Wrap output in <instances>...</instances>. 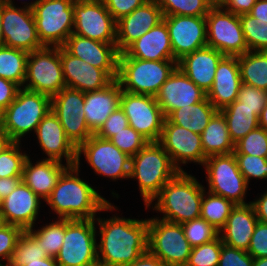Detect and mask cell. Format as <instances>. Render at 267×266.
Returning <instances> with one entry per match:
<instances>
[{"label": "cell", "instance_id": "obj_1", "mask_svg": "<svg viewBox=\"0 0 267 266\" xmlns=\"http://www.w3.org/2000/svg\"><path fill=\"white\" fill-rule=\"evenodd\" d=\"M100 230L97 259L105 266H125L148 251V219L95 218Z\"/></svg>", "mask_w": 267, "mask_h": 266}, {"label": "cell", "instance_id": "obj_2", "mask_svg": "<svg viewBox=\"0 0 267 266\" xmlns=\"http://www.w3.org/2000/svg\"><path fill=\"white\" fill-rule=\"evenodd\" d=\"M79 168L80 166H69L45 200L58 218L95 219L99 211L117 209L90 186L91 184L79 177Z\"/></svg>", "mask_w": 267, "mask_h": 266}, {"label": "cell", "instance_id": "obj_3", "mask_svg": "<svg viewBox=\"0 0 267 266\" xmlns=\"http://www.w3.org/2000/svg\"><path fill=\"white\" fill-rule=\"evenodd\" d=\"M204 187L195 176L179 171L153 199V210L163 213L162 220L183 224L201 216Z\"/></svg>", "mask_w": 267, "mask_h": 266}, {"label": "cell", "instance_id": "obj_4", "mask_svg": "<svg viewBox=\"0 0 267 266\" xmlns=\"http://www.w3.org/2000/svg\"><path fill=\"white\" fill-rule=\"evenodd\" d=\"M179 170L159 142H148L131 157L129 178L137 179L146 209Z\"/></svg>", "mask_w": 267, "mask_h": 266}, {"label": "cell", "instance_id": "obj_5", "mask_svg": "<svg viewBox=\"0 0 267 266\" xmlns=\"http://www.w3.org/2000/svg\"><path fill=\"white\" fill-rule=\"evenodd\" d=\"M51 110V97L24 88L17 92L15 100L2 112L0 127L11 142H21Z\"/></svg>", "mask_w": 267, "mask_h": 266}, {"label": "cell", "instance_id": "obj_6", "mask_svg": "<svg viewBox=\"0 0 267 266\" xmlns=\"http://www.w3.org/2000/svg\"><path fill=\"white\" fill-rule=\"evenodd\" d=\"M176 67L175 60L147 61L119 57L117 81L123 91L156 96Z\"/></svg>", "mask_w": 267, "mask_h": 266}, {"label": "cell", "instance_id": "obj_7", "mask_svg": "<svg viewBox=\"0 0 267 266\" xmlns=\"http://www.w3.org/2000/svg\"><path fill=\"white\" fill-rule=\"evenodd\" d=\"M75 0H36L26 3L32 9L37 35L43 46L62 47L73 33Z\"/></svg>", "mask_w": 267, "mask_h": 266}, {"label": "cell", "instance_id": "obj_8", "mask_svg": "<svg viewBox=\"0 0 267 266\" xmlns=\"http://www.w3.org/2000/svg\"><path fill=\"white\" fill-rule=\"evenodd\" d=\"M95 219H65L63 245L55 260L59 266H89L98 261Z\"/></svg>", "mask_w": 267, "mask_h": 266}, {"label": "cell", "instance_id": "obj_9", "mask_svg": "<svg viewBox=\"0 0 267 266\" xmlns=\"http://www.w3.org/2000/svg\"><path fill=\"white\" fill-rule=\"evenodd\" d=\"M191 249L181 224L148 219V251L166 266H186Z\"/></svg>", "mask_w": 267, "mask_h": 266}, {"label": "cell", "instance_id": "obj_10", "mask_svg": "<svg viewBox=\"0 0 267 266\" xmlns=\"http://www.w3.org/2000/svg\"><path fill=\"white\" fill-rule=\"evenodd\" d=\"M24 89L50 97L58 94L66 83L60 60V47H47L29 52Z\"/></svg>", "mask_w": 267, "mask_h": 266}, {"label": "cell", "instance_id": "obj_11", "mask_svg": "<svg viewBox=\"0 0 267 266\" xmlns=\"http://www.w3.org/2000/svg\"><path fill=\"white\" fill-rule=\"evenodd\" d=\"M206 169L208 192L222 196L234 205H247L244 198L248 183L240 172L234 153L208 156Z\"/></svg>", "mask_w": 267, "mask_h": 266}, {"label": "cell", "instance_id": "obj_12", "mask_svg": "<svg viewBox=\"0 0 267 266\" xmlns=\"http://www.w3.org/2000/svg\"><path fill=\"white\" fill-rule=\"evenodd\" d=\"M76 167L80 165L81 154L96 174L113 180L129 179L131 157L120 151L110 140L93 134L77 148Z\"/></svg>", "mask_w": 267, "mask_h": 266}, {"label": "cell", "instance_id": "obj_13", "mask_svg": "<svg viewBox=\"0 0 267 266\" xmlns=\"http://www.w3.org/2000/svg\"><path fill=\"white\" fill-rule=\"evenodd\" d=\"M207 46L224 56H240L248 52L240 17L222 7H212L206 15Z\"/></svg>", "mask_w": 267, "mask_h": 266}, {"label": "cell", "instance_id": "obj_14", "mask_svg": "<svg viewBox=\"0 0 267 266\" xmlns=\"http://www.w3.org/2000/svg\"><path fill=\"white\" fill-rule=\"evenodd\" d=\"M120 108L126 114L129 126L149 142H159L166 117L155 96L122 90Z\"/></svg>", "mask_w": 267, "mask_h": 266}, {"label": "cell", "instance_id": "obj_15", "mask_svg": "<svg viewBox=\"0 0 267 266\" xmlns=\"http://www.w3.org/2000/svg\"><path fill=\"white\" fill-rule=\"evenodd\" d=\"M84 92L64 87L51 97V110L58 117L67 139L77 149L94 133L85 121Z\"/></svg>", "mask_w": 267, "mask_h": 266}, {"label": "cell", "instance_id": "obj_16", "mask_svg": "<svg viewBox=\"0 0 267 266\" xmlns=\"http://www.w3.org/2000/svg\"><path fill=\"white\" fill-rule=\"evenodd\" d=\"M73 34L103 43L116 44V21L103 0H75Z\"/></svg>", "mask_w": 267, "mask_h": 266}, {"label": "cell", "instance_id": "obj_17", "mask_svg": "<svg viewBox=\"0 0 267 266\" xmlns=\"http://www.w3.org/2000/svg\"><path fill=\"white\" fill-rule=\"evenodd\" d=\"M3 45L32 52L43 48L32 9L16 7L12 0H2Z\"/></svg>", "mask_w": 267, "mask_h": 266}, {"label": "cell", "instance_id": "obj_18", "mask_svg": "<svg viewBox=\"0 0 267 266\" xmlns=\"http://www.w3.org/2000/svg\"><path fill=\"white\" fill-rule=\"evenodd\" d=\"M159 143L169 154L173 165L184 171L180 164L194 162L204 164L207 156L202 149L201 134L171 123L165 118Z\"/></svg>", "mask_w": 267, "mask_h": 266}, {"label": "cell", "instance_id": "obj_19", "mask_svg": "<svg viewBox=\"0 0 267 266\" xmlns=\"http://www.w3.org/2000/svg\"><path fill=\"white\" fill-rule=\"evenodd\" d=\"M168 27L176 62L197 49L207 46L206 16H163Z\"/></svg>", "mask_w": 267, "mask_h": 266}, {"label": "cell", "instance_id": "obj_20", "mask_svg": "<svg viewBox=\"0 0 267 266\" xmlns=\"http://www.w3.org/2000/svg\"><path fill=\"white\" fill-rule=\"evenodd\" d=\"M62 47L74 57L106 71L113 79H117L120 53L116 44L103 43L72 33Z\"/></svg>", "mask_w": 267, "mask_h": 266}, {"label": "cell", "instance_id": "obj_21", "mask_svg": "<svg viewBox=\"0 0 267 266\" xmlns=\"http://www.w3.org/2000/svg\"><path fill=\"white\" fill-rule=\"evenodd\" d=\"M163 20L156 0H148L116 22V46L123 53L133 42Z\"/></svg>", "mask_w": 267, "mask_h": 266}, {"label": "cell", "instance_id": "obj_22", "mask_svg": "<svg viewBox=\"0 0 267 266\" xmlns=\"http://www.w3.org/2000/svg\"><path fill=\"white\" fill-rule=\"evenodd\" d=\"M155 97L167 117L174 110L203 101L207 93L176 67Z\"/></svg>", "mask_w": 267, "mask_h": 266}, {"label": "cell", "instance_id": "obj_23", "mask_svg": "<svg viewBox=\"0 0 267 266\" xmlns=\"http://www.w3.org/2000/svg\"><path fill=\"white\" fill-rule=\"evenodd\" d=\"M60 60L66 87L91 92L108 86L114 79L102 69L94 67L60 47Z\"/></svg>", "mask_w": 267, "mask_h": 266}, {"label": "cell", "instance_id": "obj_24", "mask_svg": "<svg viewBox=\"0 0 267 266\" xmlns=\"http://www.w3.org/2000/svg\"><path fill=\"white\" fill-rule=\"evenodd\" d=\"M41 198L23 181L1 201V213L6 224L20 226L23 230L34 228Z\"/></svg>", "mask_w": 267, "mask_h": 266}, {"label": "cell", "instance_id": "obj_25", "mask_svg": "<svg viewBox=\"0 0 267 266\" xmlns=\"http://www.w3.org/2000/svg\"><path fill=\"white\" fill-rule=\"evenodd\" d=\"M35 133L40 147L48 156L47 159L62 162L64 157L66 165L75 166L77 149L67 139L58 117L52 110L38 124Z\"/></svg>", "mask_w": 267, "mask_h": 266}, {"label": "cell", "instance_id": "obj_26", "mask_svg": "<svg viewBox=\"0 0 267 266\" xmlns=\"http://www.w3.org/2000/svg\"><path fill=\"white\" fill-rule=\"evenodd\" d=\"M241 84L238 57L224 56L217 65L207 99L217 110H221L237 100Z\"/></svg>", "mask_w": 267, "mask_h": 266}, {"label": "cell", "instance_id": "obj_27", "mask_svg": "<svg viewBox=\"0 0 267 266\" xmlns=\"http://www.w3.org/2000/svg\"><path fill=\"white\" fill-rule=\"evenodd\" d=\"M119 57L147 61L175 60L166 22L162 20L142 37L133 42Z\"/></svg>", "mask_w": 267, "mask_h": 266}, {"label": "cell", "instance_id": "obj_28", "mask_svg": "<svg viewBox=\"0 0 267 266\" xmlns=\"http://www.w3.org/2000/svg\"><path fill=\"white\" fill-rule=\"evenodd\" d=\"M121 86L114 79L108 86L84 93L85 121L95 134L110 114L120 107Z\"/></svg>", "mask_w": 267, "mask_h": 266}, {"label": "cell", "instance_id": "obj_29", "mask_svg": "<svg viewBox=\"0 0 267 266\" xmlns=\"http://www.w3.org/2000/svg\"><path fill=\"white\" fill-rule=\"evenodd\" d=\"M224 55L216 49L205 46L184 56L177 62L187 77L204 92L212 88L218 63Z\"/></svg>", "mask_w": 267, "mask_h": 266}, {"label": "cell", "instance_id": "obj_30", "mask_svg": "<svg viewBox=\"0 0 267 266\" xmlns=\"http://www.w3.org/2000/svg\"><path fill=\"white\" fill-rule=\"evenodd\" d=\"M257 223L258 219L251 204L235 205L227 222L219 230L221 241L228 246L247 251Z\"/></svg>", "mask_w": 267, "mask_h": 266}, {"label": "cell", "instance_id": "obj_31", "mask_svg": "<svg viewBox=\"0 0 267 266\" xmlns=\"http://www.w3.org/2000/svg\"><path fill=\"white\" fill-rule=\"evenodd\" d=\"M68 167L60 161L47 159V157L33 165L28 156L23 168L22 181L45 201Z\"/></svg>", "mask_w": 267, "mask_h": 266}, {"label": "cell", "instance_id": "obj_32", "mask_svg": "<svg viewBox=\"0 0 267 266\" xmlns=\"http://www.w3.org/2000/svg\"><path fill=\"white\" fill-rule=\"evenodd\" d=\"M202 149L208 157L211 155L230 154L235 150L224 115L218 110L201 133Z\"/></svg>", "mask_w": 267, "mask_h": 266}, {"label": "cell", "instance_id": "obj_33", "mask_svg": "<svg viewBox=\"0 0 267 266\" xmlns=\"http://www.w3.org/2000/svg\"><path fill=\"white\" fill-rule=\"evenodd\" d=\"M218 110L207 97L197 103L172 111L166 118L173 124L201 134Z\"/></svg>", "mask_w": 267, "mask_h": 266}, {"label": "cell", "instance_id": "obj_34", "mask_svg": "<svg viewBox=\"0 0 267 266\" xmlns=\"http://www.w3.org/2000/svg\"><path fill=\"white\" fill-rule=\"evenodd\" d=\"M219 111L224 115L230 138L234 144L259 126V117L254 110L241 106L238 100Z\"/></svg>", "mask_w": 267, "mask_h": 266}, {"label": "cell", "instance_id": "obj_35", "mask_svg": "<svg viewBox=\"0 0 267 266\" xmlns=\"http://www.w3.org/2000/svg\"><path fill=\"white\" fill-rule=\"evenodd\" d=\"M243 84L267 91V51H248L238 56Z\"/></svg>", "mask_w": 267, "mask_h": 266}, {"label": "cell", "instance_id": "obj_36", "mask_svg": "<svg viewBox=\"0 0 267 266\" xmlns=\"http://www.w3.org/2000/svg\"><path fill=\"white\" fill-rule=\"evenodd\" d=\"M29 52L0 45V77L23 88Z\"/></svg>", "mask_w": 267, "mask_h": 266}, {"label": "cell", "instance_id": "obj_37", "mask_svg": "<svg viewBox=\"0 0 267 266\" xmlns=\"http://www.w3.org/2000/svg\"><path fill=\"white\" fill-rule=\"evenodd\" d=\"M45 251L48 257L55 258L63 245L65 236V219H57L46 226L34 230L33 227L26 230Z\"/></svg>", "mask_w": 267, "mask_h": 266}, {"label": "cell", "instance_id": "obj_38", "mask_svg": "<svg viewBox=\"0 0 267 266\" xmlns=\"http://www.w3.org/2000/svg\"><path fill=\"white\" fill-rule=\"evenodd\" d=\"M234 207L235 205L224 197L204 191L200 217L220 230L227 222Z\"/></svg>", "mask_w": 267, "mask_h": 266}, {"label": "cell", "instance_id": "obj_39", "mask_svg": "<svg viewBox=\"0 0 267 266\" xmlns=\"http://www.w3.org/2000/svg\"><path fill=\"white\" fill-rule=\"evenodd\" d=\"M249 51H267V23L249 14L239 15Z\"/></svg>", "mask_w": 267, "mask_h": 266}, {"label": "cell", "instance_id": "obj_40", "mask_svg": "<svg viewBox=\"0 0 267 266\" xmlns=\"http://www.w3.org/2000/svg\"><path fill=\"white\" fill-rule=\"evenodd\" d=\"M48 257L38 242L24 230L17 240L9 266H24L25 262L39 261Z\"/></svg>", "mask_w": 267, "mask_h": 266}, {"label": "cell", "instance_id": "obj_41", "mask_svg": "<svg viewBox=\"0 0 267 266\" xmlns=\"http://www.w3.org/2000/svg\"><path fill=\"white\" fill-rule=\"evenodd\" d=\"M163 16L188 15L202 17L212 8L206 0H156Z\"/></svg>", "mask_w": 267, "mask_h": 266}, {"label": "cell", "instance_id": "obj_42", "mask_svg": "<svg viewBox=\"0 0 267 266\" xmlns=\"http://www.w3.org/2000/svg\"><path fill=\"white\" fill-rule=\"evenodd\" d=\"M20 142H11L0 152V178L22 177L28 154L20 152Z\"/></svg>", "mask_w": 267, "mask_h": 266}, {"label": "cell", "instance_id": "obj_43", "mask_svg": "<svg viewBox=\"0 0 267 266\" xmlns=\"http://www.w3.org/2000/svg\"><path fill=\"white\" fill-rule=\"evenodd\" d=\"M181 225L185 238L192 248L210 242L219 236V230L201 217Z\"/></svg>", "mask_w": 267, "mask_h": 266}, {"label": "cell", "instance_id": "obj_44", "mask_svg": "<svg viewBox=\"0 0 267 266\" xmlns=\"http://www.w3.org/2000/svg\"><path fill=\"white\" fill-rule=\"evenodd\" d=\"M234 154L267 158V130L258 126L235 143Z\"/></svg>", "mask_w": 267, "mask_h": 266}, {"label": "cell", "instance_id": "obj_45", "mask_svg": "<svg viewBox=\"0 0 267 266\" xmlns=\"http://www.w3.org/2000/svg\"><path fill=\"white\" fill-rule=\"evenodd\" d=\"M221 247L220 236L210 242L193 247L186 266H218Z\"/></svg>", "mask_w": 267, "mask_h": 266}, {"label": "cell", "instance_id": "obj_46", "mask_svg": "<svg viewBox=\"0 0 267 266\" xmlns=\"http://www.w3.org/2000/svg\"><path fill=\"white\" fill-rule=\"evenodd\" d=\"M110 141L122 152L130 157L136 155L149 141L131 126L114 135Z\"/></svg>", "mask_w": 267, "mask_h": 266}, {"label": "cell", "instance_id": "obj_47", "mask_svg": "<svg viewBox=\"0 0 267 266\" xmlns=\"http://www.w3.org/2000/svg\"><path fill=\"white\" fill-rule=\"evenodd\" d=\"M238 168L249 184L251 178L267 179V158L234 154Z\"/></svg>", "mask_w": 267, "mask_h": 266}, {"label": "cell", "instance_id": "obj_48", "mask_svg": "<svg viewBox=\"0 0 267 266\" xmlns=\"http://www.w3.org/2000/svg\"><path fill=\"white\" fill-rule=\"evenodd\" d=\"M237 100L241 106L254 110L259 117L267 102V91L242 83Z\"/></svg>", "mask_w": 267, "mask_h": 266}, {"label": "cell", "instance_id": "obj_49", "mask_svg": "<svg viewBox=\"0 0 267 266\" xmlns=\"http://www.w3.org/2000/svg\"><path fill=\"white\" fill-rule=\"evenodd\" d=\"M24 230L17 225L6 224L0 229V262L9 263L18 238Z\"/></svg>", "mask_w": 267, "mask_h": 266}, {"label": "cell", "instance_id": "obj_50", "mask_svg": "<svg viewBox=\"0 0 267 266\" xmlns=\"http://www.w3.org/2000/svg\"><path fill=\"white\" fill-rule=\"evenodd\" d=\"M253 261L254 258L247 251L222 242L218 266H252Z\"/></svg>", "mask_w": 267, "mask_h": 266}, {"label": "cell", "instance_id": "obj_51", "mask_svg": "<svg viewBox=\"0 0 267 266\" xmlns=\"http://www.w3.org/2000/svg\"><path fill=\"white\" fill-rule=\"evenodd\" d=\"M129 126V122L124 111L119 107L114 111L100 129L95 133L100 138L110 140L118 132Z\"/></svg>", "mask_w": 267, "mask_h": 266}, {"label": "cell", "instance_id": "obj_52", "mask_svg": "<svg viewBox=\"0 0 267 266\" xmlns=\"http://www.w3.org/2000/svg\"><path fill=\"white\" fill-rule=\"evenodd\" d=\"M247 252L254 259L267 257V224L258 221Z\"/></svg>", "mask_w": 267, "mask_h": 266}, {"label": "cell", "instance_id": "obj_53", "mask_svg": "<svg viewBox=\"0 0 267 266\" xmlns=\"http://www.w3.org/2000/svg\"><path fill=\"white\" fill-rule=\"evenodd\" d=\"M148 0H103L106 9L117 22Z\"/></svg>", "mask_w": 267, "mask_h": 266}, {"label": "cell", "instance_id": "obj_54", "mask_svg": "<svg viewBox=\"0 0 267 266\" xmlns=\"http://www.w3.org/2000/svg\"><path fill=\"white\" fill-rule=\"evenodd\" d=\"M20 87L0 77V111L3 112L14 100Z\"/></svg>", "mask_w": 267, "mask_h": 266}, {"label": "cell", "instance_id": "obj_55", "mask_svg": "<svg viewBox=\"0 0 267 266\" xmlns=\"http://www.w3.org/2000/svg\"><path fill=\"white\" fill-rule=\"evenodd\" d=\"M257 0H226L222 8L236 15L248 14Z\"/></svg>", "mask_w": 267, "mask_h": 266}, {"label": "cell", "instance_id": "obj_56", "mask_svg": "<svg viewBox=\"0 0 267 266\" xmlns=\"http://www.w3.org/2000/svg\"><path fill=\"white\" fill-rule=\"evenodd\" d=\"M259 222L267 224V191L255 201H250Z\"/></svg>", "mask_w": 267, "mask_h": 266}, {"label": "cell", "instance_id": "obj_57", "mask_svg": "<svg viewBox=\"0 0 267 266\" xmlns=\"http://www.w3.org/2000/svg\"><path fill=\"white\" fill-rule=\"evenodd\" d=\"M22 181V177L0 178V201L5 199Z\"/></svg>", "mask_w": 267, "mask_h": 266}, {"label": "cell", "instance_id": "obj_58", "mask_svg": "<svg viewBox=\"0 0 267 266\" xmlns=\"http://www.w3.org/2000/svg\"><path fill=\"white\" fill-rule=\"evenodd\" d=\"M125 266H166L158 257L152 255L149 251L140 255L132 263Z\"/></svg>", "mask_w": 267, "mask_h": 266}, {"label": "cell", "instance_id": "obj_59", "mask_svg": "<svg viewBox=\"0 0 267 266\" xmlns=\"http://www.w3.org/2000/svg\"><path fill=\"white\" fill-rule=\"evenodd\" d=\"M248 14L267 23V0H257Z\"/></svg>", "mask_w": 267, "mask_h": 266}, {"label": "cell", "instance_id": "obj_60", "mask_svg": "<svg viewBox=\"0 0 267 266\" xmlns=\"http://www.w3.org/2000/svg\"><path fill=\"white\" fill-rule=\"evenodd\" d=\"M24 266H59L55 258L46 257L39 261L25 262Z\"/></svg>", "mask_w": 267, "mask_h": 266}, {"label": "cell", "instance_id": "obj_61", "mask_svg": "<svg viewBox=\"0 0 267 266\" xmlns=\"http://www.w3.org/2000/svg\"><path fill=\"white\" fill-rule=\"evenodd\" d=\"M10 143L7 133L0 127V152Z\"/></svg>", "mask_w": 267, "mask_h": 266}, {"label": "cell", "instance_id": "obj_62", "mask_svg": "<svg viewBox=\"0 0 267 266\" xmlns=\"http://www.w3.org/2000/svg\"><path fill=\"white\" fill-rule=\"evenodd\" d=\"M258 120H259V126L267 130V102L265 107L262 109Z\"/></svg>", "mask_w": 267, "mask_h": 266}, {"label": "cell", "instance_id": "obj_63", "mask_svg": "<svg viewBox=\"0 0 267 266\" xmlns=\"http://www.w3.org/2000/svg\"><path fill=\"white\" fill-rule=\"evenodd\" d=\"M252 266H267V257L254 259Z\"/></svg>", "mask_w": 267, "mask_h": 266}, {"label": "cell", "instance_id": "obj_64", "mask_svg": "<svg viewBox=\"0 0 267 266\" xmlns=\"http://www.w3.org/2000/svg\"><path fill=\"white\" fill-rule=\"evenodd\" d=\"M211 7H222L226 0H206Z\"/></svg>", "mask_w": 267, "mask_h": 266}, {"label": "cell", "instance_id": "obj_65", "mask_svg": "<svg viewBox=\"0 0 267 266\" xmlns=\"http://www.w3.org/2000/svg\"><path fill=\"white\" fill-rule=\"evenodd\" d=\"M0 45H3V30H2V0H0Z\"/></svg>", "mask_w": 267, "mask_h": 266}, {"label": "cell", "instance_id": "obj_66", "mask_svg": "<svg viewBox=\"0 0 267 266\" xmlns=\"http://www.w3.org/2000/svg\"><path fill=\"white\" fill-rule=\"evenodd\" d=\"M5 225H6V222H5L4 216L0 211V229Z\"/></svg>", "mask_w": 267, "mask_h": 266}, {"label": "cell", "instance_id": "obj_67", "mask_svg": "<svg viewBox=\"0 0 267 266\" xmlns=\"http://www.w3.org/2000/svg\"><path fill=\"white\" fill-rule=\"evenodd\" d=\"M89 266H105L103 263L97 261L96 263L89 265Z\"/></svg>", "mask_w": 267, "mask_h": 266}, {"label": "cell", "instance_id": "obj_68", "mask_svg": "<svg viewBox=\"0 0 267 266\" xmlns=\"http://www.w3.org/2000/svg\"><path fill=\"white\" fill-rule=\"evenodd\" d=\"M0 266H9L8 263H5V265H3L1 262H0Z\"/></svg>", "mask_w": 267, "mask_h": 266}]
</instances>
